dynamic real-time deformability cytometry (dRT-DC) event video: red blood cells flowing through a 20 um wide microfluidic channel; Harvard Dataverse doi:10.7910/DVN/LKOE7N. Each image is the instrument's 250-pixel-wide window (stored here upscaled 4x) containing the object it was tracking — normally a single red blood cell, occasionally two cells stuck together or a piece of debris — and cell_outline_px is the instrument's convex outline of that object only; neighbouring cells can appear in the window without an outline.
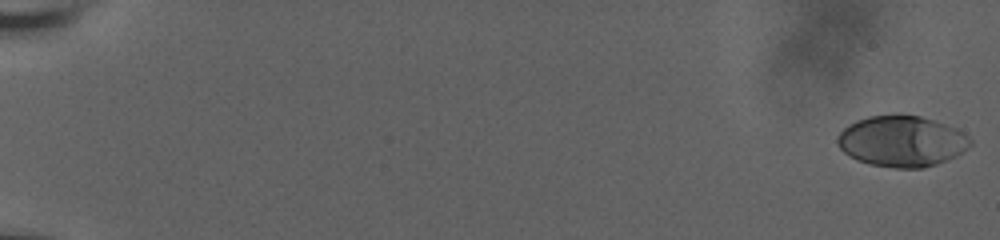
{"species": "human", "species_latin": "Homo sapiens", "temperature_condition": "room temperature", "stored_images_in_passage": 59, "camera_frame_rate_fps": 3000, "um_per_image_px": 0.085, "donor": {"sex": "male"}, "frame": {"image": 1, "passage_image": 1, "time_ms": 0.0, "image_size_px": [1000, 240], "cell_outline_px": [[972, 144], [964, 152], [956, 156], [936, 164], [924, 168], [896, 168], [868, 164], [856, 160], [848, 156], [840, 148], [836, 140], [836, 136], [848, 124], [856, 120], [868, 116], [896, 112], [900, 112], [920, 116], [936, 120], [956, 128], [968, 136], [972, 140]], "centroid_in_image_um": [76.64, 11.97], "position_along_channel_um": 8.4, "area_um2": 40.34}}
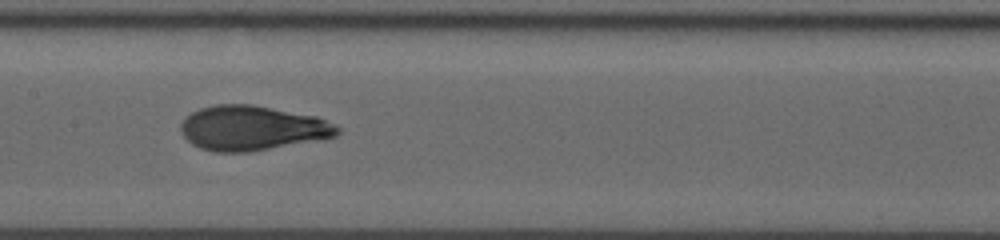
{"frame": {"image": 2, "passage_image": 33, "time_ms": 10.667, "image_size_px": [1000, 240], "cell_outline_px": [[340, 132], [336, 136], [324, 140], [248, 152], [216, 152], [200, 148], [192, 144], [180, 132], [180, 124], [184, 116], [200, 108], [216, 104], [252, 104], [316, 116], [336, 124], [340, 128]], "centroid_in_image_um": [21.45, 10.89], "position_along_channel_um": 185.9, "area_um2": 41.33}}
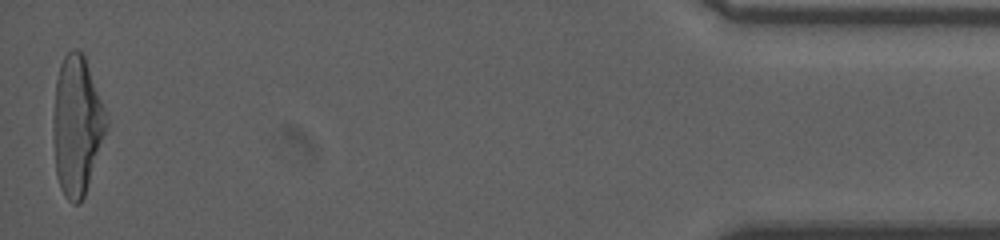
{"frame": {"image": 3, "passage_image": 59, "time_ms": 19.333, "image_size_px": [1000, 240], "cell_outline_px": [[108, 128], [84, 196], [80, 204], [72, 204], [64, 196], [60, 188], [56, 172], [52, 128], [52, 116], [56, 80], [60, 64], [64, 56], [72, 48], [76, 48], [84, 52], [104, 108], [108, 124]], "centroid_in_image_um": [6.52, 10.65], "position_along_channel_um": 428.7, "area_um2": 43.47}, "authors_computed_cell_mechanics": {"area_um2": 39.8242, "velocity_mm_per_s": 3.734, "shape_relaxation_time_tau1_ms": 6.4065, "shape_relaxation_time_tau2_ms": 1.1985, "deformation_change_tau1": 0.2292, "deformation_change_tau2": 0.0685}}